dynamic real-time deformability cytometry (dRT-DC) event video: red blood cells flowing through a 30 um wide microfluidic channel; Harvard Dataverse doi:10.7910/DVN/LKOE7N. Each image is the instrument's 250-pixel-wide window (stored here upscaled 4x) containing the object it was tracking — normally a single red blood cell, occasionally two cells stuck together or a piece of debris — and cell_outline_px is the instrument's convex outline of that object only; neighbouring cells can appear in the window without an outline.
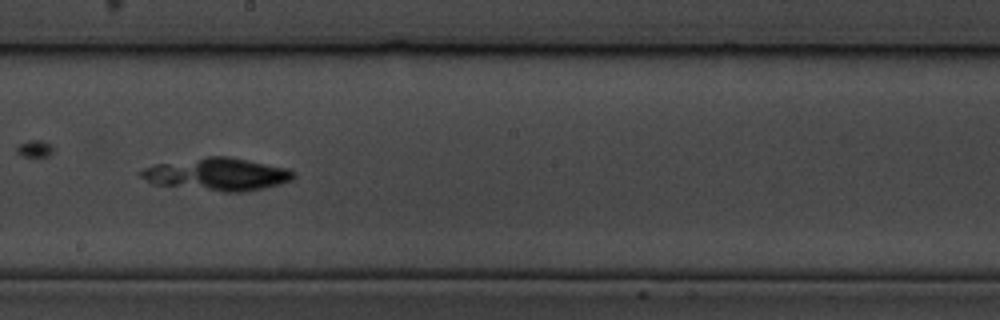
{"species": "common noctule bat (a hibernating species)", "species_latin": "Nyctalus noctula", "temperature_condition": "cold", "stored_images_in_passage": 42, "camera_frame_rate_fps": 3000, "um_per_image_px": 0.085, "animal": {"sex": "male", "body_mass_g": 19.5, "forearm_length_mm": 54.6}, "frame": {"image": 1, "passage_image": 16, "time_ms": 5.0, "image_size_px": [1000, 320], "cell_outline_px": [[296, 176], [292, 180], [280, 184], [264, 188], [244, 192], [224, 192], [152, 184], [140, 176], [136, 172], [144, 168], [156, 164], [208, 156], [228, 156], [292, 168], [296, 172]], "centroid_in_image_um": [18.51, 14.81], "position_along_channel_um": 229.7, "area_um2": 29.36}}
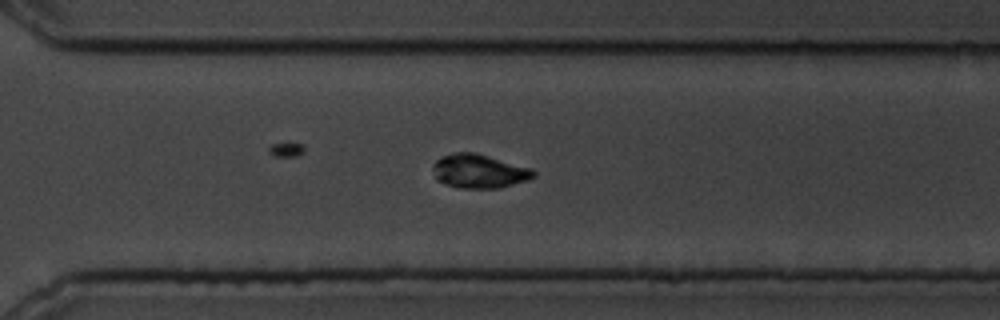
{"frame": {"image": 2, "passage_image": 25, "time_ms": 8.0, "image_size_px": [1000, 320], "cell_outline_px": [[536, 176], [528, 180], [500, 188], [456, 188], [444, 184], [436, 180], [432, 168], [432, 164], [440, 156], [456, 152], [476, 152], [532, 168], [536, 172]], "centroid_in_image_um": [40.71, 14.55], "position_along_channel_um": 329.9, "area_um2": 20.29}}
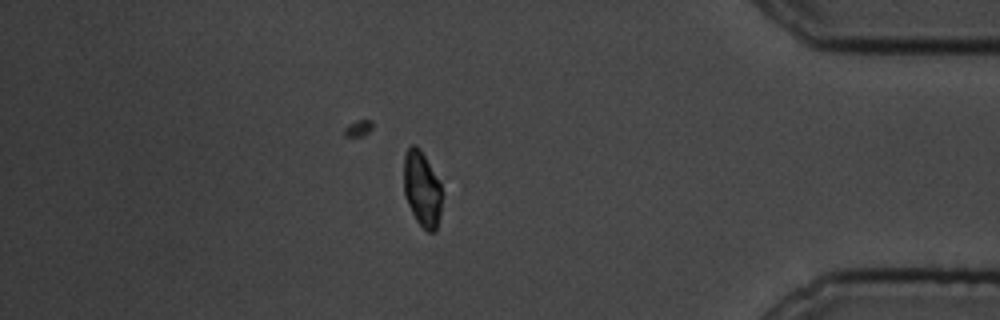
{"frame": {"image": 3, "passage_image": 34, "time_ms": 11.0, "image_size_px": [1000, 320], "cell_outline_px": [[440, 216], [436, 232], [428, 232], [416, 220], [404, 196], [404, 156], [408, 148], [412, 144], [416, 144], [420, 148], [440, 180]], "centroid_in_image_um": [35.86, 16.04], "position_along_channel_um": 399.3, "area_um2": 16.82}}